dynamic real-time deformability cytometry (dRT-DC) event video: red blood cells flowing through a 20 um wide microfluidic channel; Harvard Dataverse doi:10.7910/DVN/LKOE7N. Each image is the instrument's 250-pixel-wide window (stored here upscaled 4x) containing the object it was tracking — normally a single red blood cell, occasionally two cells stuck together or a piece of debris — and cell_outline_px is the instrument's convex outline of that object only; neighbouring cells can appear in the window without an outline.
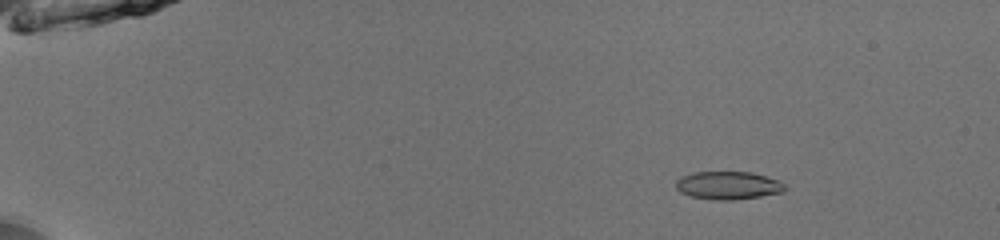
{"species": "common noctule bat (a hibernating species)", "species_latin": "Nyctalus noctula", "temperature_condition": "room temperature", "stored_images_in_passage": 53, "camera_frame_rate_fps": 3000, "um_per_image_px": 0.085, "animal": {"sex": "male", "body_mass_g": 13.0, "forearm_length_mm": 53.1}, "frame": {"image": 1, "passage_image": 9, "time_ms": 2.667, "image_size_px": [1000, 240], "cell_outline_px": [[788, 188], [784, 192], [760, 196], [732, 200], [716, 200], [692, 196], [680, 192], [676, 188], [676, 180], [692, 172], [752, 172], [780, 180]], "centroid_in_image_um": [61.94, 15.75], "position_along_channel_um": 23.1, "area_um2": 17.8}}
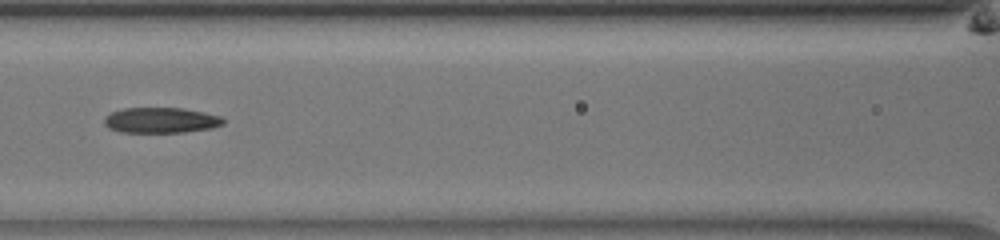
{"frame": {"image": 2, "passage_image": 27, "time_ms": 8.667, "image_size_px": [1000, 240], "cell_outline_px": [[224, 124], [212, 128], [184, 132], [120, 132], [108, 128], [104, 124], [104, 120], [112, 112], [124, 108], [184, 108], [224, 116]], "centroid_in_image_um": [13.73, 10.22], "position_along_channel_um": 152.9, "area_um2": 17.74}}
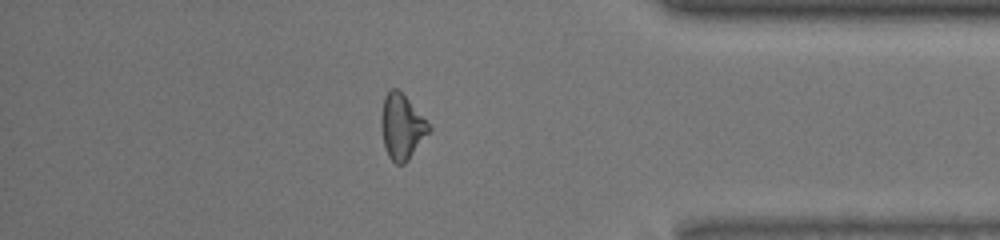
{"frame": {"image": 3, "passage_image": 47, "time_ms": 15.333, "image_size_px": [1000, 240], "cell_outline_px": [[432, 128], [408, 160], [404, 164], [396, 164], [388, 156], [384, 144], [380, 124], [380, 120], [384, 96], [392, 88], [396, 88], [408, 100]], "centroid_in_image_um": [34.12, 10.79], "position_along_channel_um": 401.1, "area_um2": 17.69}}